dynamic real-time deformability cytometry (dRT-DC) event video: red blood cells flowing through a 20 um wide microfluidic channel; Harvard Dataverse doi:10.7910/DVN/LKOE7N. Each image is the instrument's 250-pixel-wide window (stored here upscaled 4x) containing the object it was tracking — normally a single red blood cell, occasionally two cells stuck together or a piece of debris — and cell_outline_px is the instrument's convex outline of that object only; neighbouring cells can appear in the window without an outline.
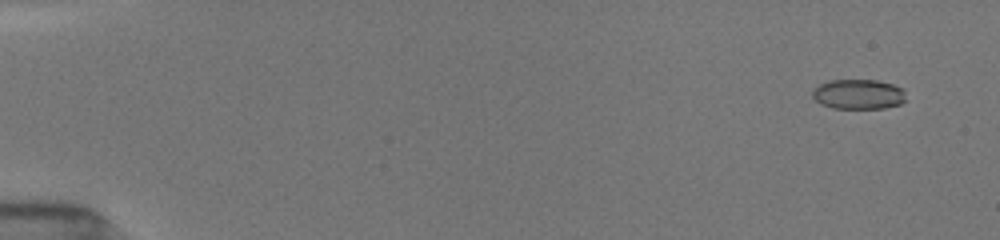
{"species": "common noctule bat (a hibernating species)", "species_latin": "Nyctalus noctula", "temperature_condition": "room temperature", "stored_images_in_passage": 17, "camera_frame_rate_fps": 3000, "um_per_image_px": 0.085, "animal": {"sex": "female", "body_mass_g": 19.5, "forearm_length_mm": 54.1}, "frame": {"image": 1, "passage_image": 2, "time_ms": 0.667, "image_size_px": [1000, 240], "cell_outline_px": [[904, 100], [900, 104], [884, 108], [832, 108], [820, 104], [812, 96], [812, 88], [828, 80], [876, 80], [892, 84], [904, 88]], "centroid_in_image_um": [72.93, 8.0], "position_along_channel_um": 12.1, "area_um2": 16.36}}
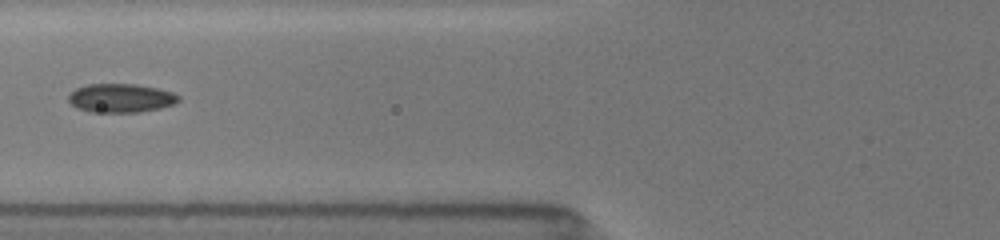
{"frame": {"image": 2, "passage_image": 13, "time_ms": 7.0, "image_size_px": [1000, 240], "cell_outline_px": [[180, 100], [176, 104], [160, 108], [140, 112], [88, 112], [76, 108], [68, 100], [68, 96], [76, 88], [88, 84], [136, 84], [156, 88], [172, 92], [180, 96]], "centroid_in_image_um": [10.28, 8.34], "position_along_channel_um": 115.5, "area_um2": 18.55}}
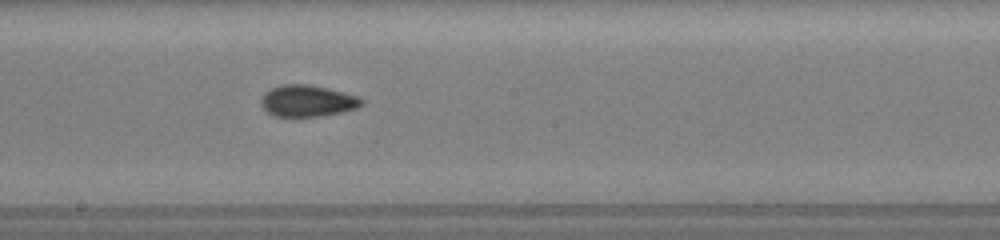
{"frame": {"image": 3, "passage_image": 17, "time_ms": 9.667, "image_size_px": [1000, 240], "cell_outline_px": [[364, 104], [356, 108], [344, 112], [324, 116], [292, 120], [272, 116], [260, 104], [260, 100], [264, 92], [272, 88], [284, 84], [308, 84], [328, 88], [360, 96], [364, 100]], "centroid_in_image_um": [26.13, 8.63], "position_along_channel_um": 222.1, "area_um2": 19.48}}